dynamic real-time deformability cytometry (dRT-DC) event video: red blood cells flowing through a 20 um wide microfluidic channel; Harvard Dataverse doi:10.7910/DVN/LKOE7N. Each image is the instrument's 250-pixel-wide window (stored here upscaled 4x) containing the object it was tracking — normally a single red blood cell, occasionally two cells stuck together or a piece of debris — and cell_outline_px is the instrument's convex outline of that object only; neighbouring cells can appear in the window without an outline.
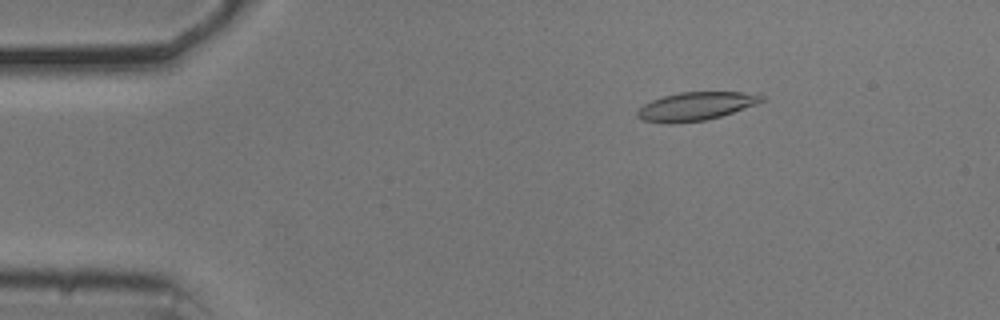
{"species": "common noctule bat (a hibernating species)", "species_latin": "Nyctalus noctula", "temperature_condition": "cold", "stored_images_in_passage": 55, "camera_frame_rate_fps": 3000, "um_per_image_px": 0.085, "animal": {"sex": "male", "body_mass_g": 20.5, "forearm_length_mm": 52.5}, "frame": {"image": 1, "passage_image": 9, "time_ms": 2.667, "image_size_px": [1000, 320], "cell_outline_px": [[764, 100], [756, 104], [720, 116], [704, 120], [668, 124], [644, 120], [636, 116], [636, 112], [644, 104], [652, 100], [664, 96], [680, 92], [740, 92], [764, 96]], "centroid_in_image_um": [59.1, 9.03], "position_along_channel_um": 25.9, "area_um2": 20.17}}
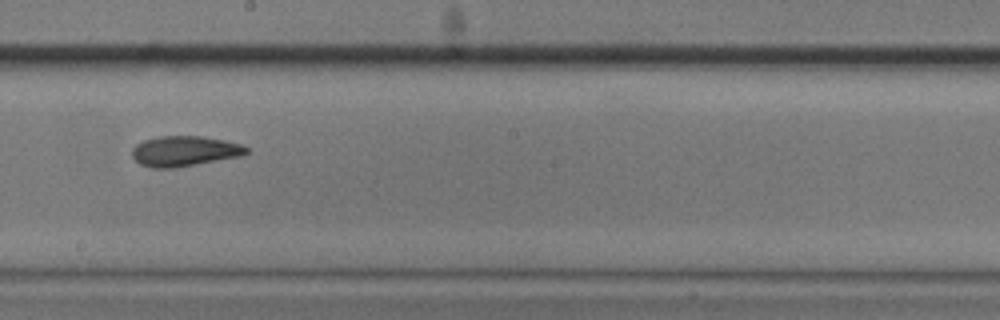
{"frame": {"image": 2, "passage_image": 31, "time_ms": 10.0, "image_size_px": [1000, 320], "cell_outline_px": [[248, 152], [244, 156], [176, 168], [152, 168], [140, 164], [132, 156], [132, 148], [136, 144], [144, 140], [160, 136], [204, 136], [224, 140], [240, 144], [248, 148]], "centroid_in_image_um": [15.7, 12.85], "position_along_channel_um": 232.5, "area_um2": 20.4}}
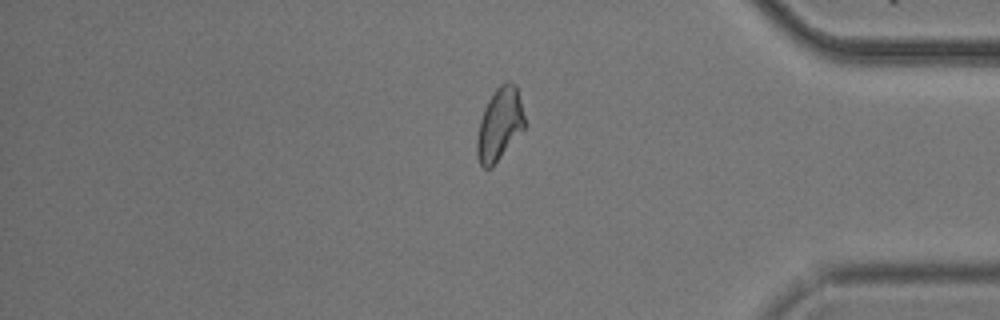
{"frame": {"image": 3, "passage_image": 46, "time_ms": 15.0, "image_size_px": [1000, 320], "cell_outline_px": [[524, 128], [492, 168], [484, 168], [480, 164], [476, 156], [476, 140], [480, 120], [484, 108], [488, 100], [496, 88], [500, 84], [508, 80], [516, 84], [524, 116]], "centroid_in_image_um": [42.44, 10.56], "position_along_channel_um": 392.8, "area_um2": 20.11}, "authors_computed_cell_mechanics": {"area_um2": 20.4612, "velocity_mm_per_s": 3.6901, "shape_relaxation_time_tau1_ms": 7.1511, "shape_relaxation_time_tau2_ms": 4.379, "deformation_change_tau1": 0.1589, "deformation_change_tau2": 0.1025}}